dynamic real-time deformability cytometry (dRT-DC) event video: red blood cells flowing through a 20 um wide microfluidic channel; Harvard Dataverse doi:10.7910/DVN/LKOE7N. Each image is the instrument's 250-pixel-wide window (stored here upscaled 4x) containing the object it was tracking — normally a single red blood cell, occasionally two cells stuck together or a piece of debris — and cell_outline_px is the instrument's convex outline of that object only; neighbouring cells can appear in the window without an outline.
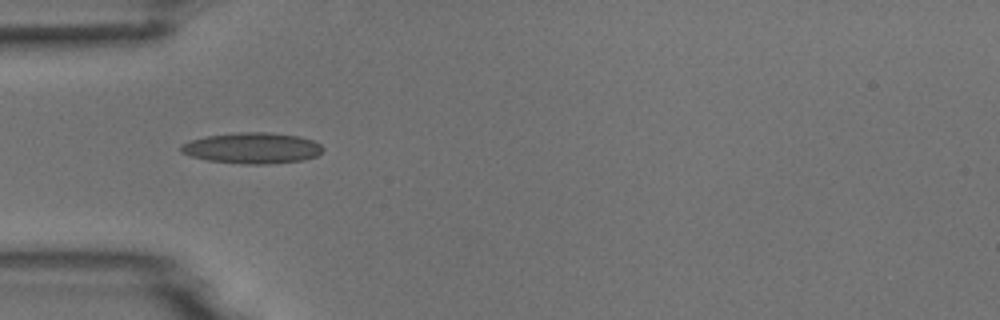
{"species": "common noctule bat (a hibernating species)", "species_latin": "Nyctalus noctula", "temperature_condition": "room temperature", "stored_images_in_passage": 3, "camera_frame_rate_fps": 3000, "um_per_image_px": 0.085, "animal": {"sex": "male", "body_mass_g": 18.8}, "frame": {"image": 1, "passage_image": 1, "time_ms": 0.0, "image_size_px": [1000, 320], "cell_outline_px": [[324, 148], [316, 156], [304, 160], [268, 164], [240, 164], [208, 160], [192, 156], [180, 152], [180, 148], [188, 140], [208, 136], [236, 132], [268, 132], [300, 136], [312, 140], [320, 144]], "centroid_in_image_um": [21.45, 12.58], "position_along_channel_um": 63.6, "area_um2": 25.61}}